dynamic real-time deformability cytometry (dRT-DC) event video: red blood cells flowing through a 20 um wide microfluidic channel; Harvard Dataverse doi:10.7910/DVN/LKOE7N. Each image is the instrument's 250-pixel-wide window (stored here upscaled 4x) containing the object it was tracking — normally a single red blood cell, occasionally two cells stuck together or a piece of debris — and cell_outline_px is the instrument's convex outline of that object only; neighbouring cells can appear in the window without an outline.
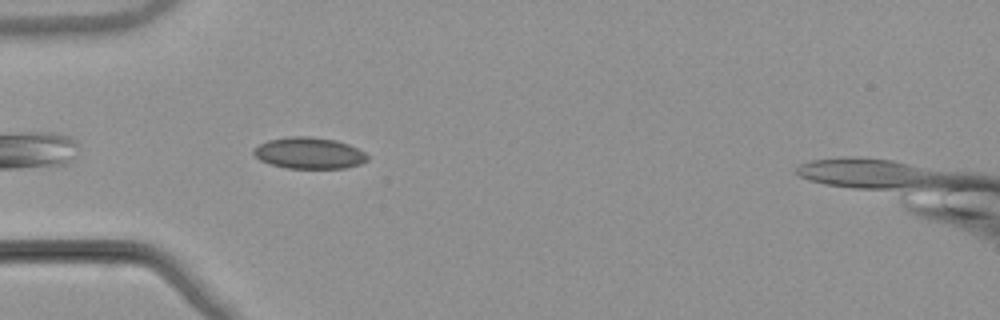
{"species": "common noctule bat (a hibernating species)", "species_latin": "Nyctalus noctula", "temperature_condition": "warm", "stored_images_in_passage": 25, "camera_frame_rate_fps": 3000, "um_per_image_px": 0.085, "animal": {"sex": "male", "body_mass_g": 21.5, "forearm_length_mm": 52.0}, "frame": {"image": 1, "passage_image": 1, "time_ms": 0.0, "image_size_px": [1000, 320], "cell_outline_px": [[368, 160], [360, 164], [344, 168], [288, 168], [272, 164], [260, 160], [252, 152], [252, 148], [268, 140], [288, 136], [308, 136], [336, 140], [348, 144], [364, 152], [368, 156]], "centroid_in_image_um": [26.26, 13.0], "position_along_channel_um": 58.7, "area_um2": 20.75}}
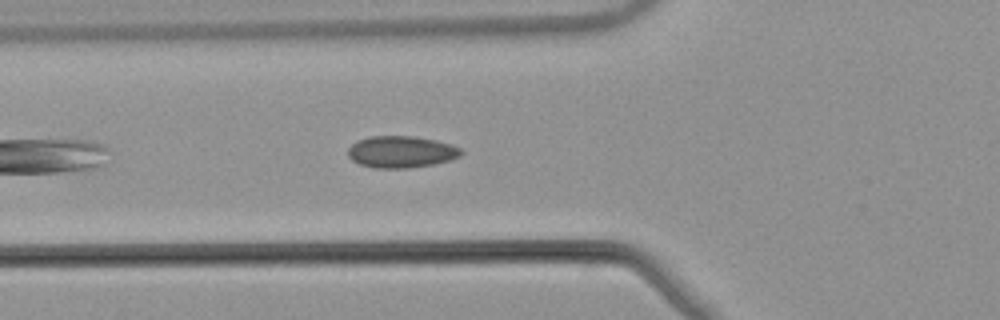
{"frame": {"image": 2, "passage_image": 4, "time_ms": 1.0, "image_size_px": [1000, 320], "cell_outline_px": [[464, 152], [460, 156], [452, 160], [432, 164], [408, 168], [376, 168], [360, 164], [352, 160], [348, 156], [348, 148], [356, 140], [368, 136], [412, 136], [436, 140], [460, 148]], "centroid_in_image_um": [34.08, 12.9], "position_along_channel_um": 91.7, "area_um2": 20.98}}